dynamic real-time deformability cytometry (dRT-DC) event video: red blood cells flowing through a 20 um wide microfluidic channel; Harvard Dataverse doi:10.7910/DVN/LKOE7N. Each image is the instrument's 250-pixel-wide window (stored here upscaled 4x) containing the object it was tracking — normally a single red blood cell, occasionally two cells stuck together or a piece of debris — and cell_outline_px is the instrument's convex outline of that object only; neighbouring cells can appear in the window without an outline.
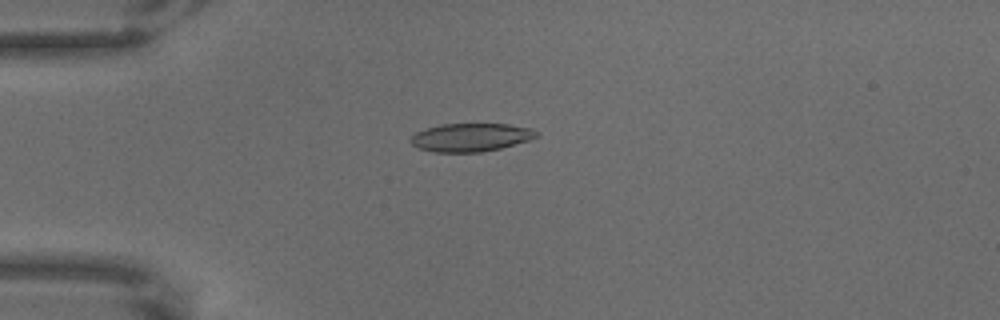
{"species": "common noctule bat (a hibernating species)", "species_latin": "Nyctalus noctula", "temperature_condition": "warm", "stored_images_in_passage": 66, "camera_frame_rate_fps": 3000, "um_per_image_px": 0.085, "animal": {"sex": "male", "body_mass_g": 18.8}, "frame": {"image": 1, "passage_image": 18, "time_ms": 5.667, "image_size_px": [1000, 320], "cell_outline_px": [[540, 136], [528, 140], [500, 148], [480, 152], [432, 152], [416, 148], [408, 140], [416, 132], [424, 128], [440, 124], [508, 124], [532, 128], [540, 132]], "centroid_in_image_um": [40.0, 11.67], "position_along_channel_um": 45.0, "area_um2": 20.92}}
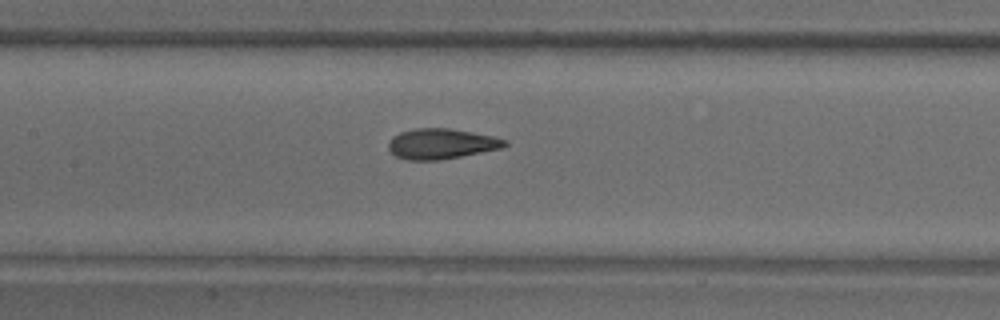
{"frame": {"image": 2, "passage_image": 32, "time_ms": 10.333, "image_size_px": [1000, 320], "cell_outline_px": [[508, 144], [504, 148], [440, 160], [408, 160], [396, 156], [388, 148], [388, 144], [392, 136], [400, 132], [416, 128], [448, 128], [496, 136], [508, 140]], "centroid_in_image_um": [37.55, 12.22], "position_along_channel_um": 169.8, "area_um2": 20.75}}
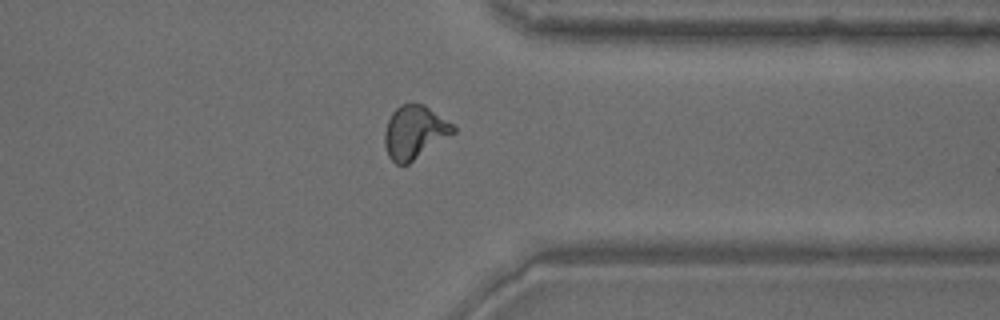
{"frame": {"image": 3, "passage_image": 52, "time_ms": 17.0, "image_size_px": [1000, 320], "cell_outline_px": [[456, 132], [408, 164], [396, 164], [388, 156], [384, 144], [384, 132], [388, 120], [392, 112], [400, 104], [424, 104], [452, 124], [456, 128]], "centroid_in_image_um": [35.22, 11.24], "position_along_channel_um": 376.2, "area_um2": 21.15}}